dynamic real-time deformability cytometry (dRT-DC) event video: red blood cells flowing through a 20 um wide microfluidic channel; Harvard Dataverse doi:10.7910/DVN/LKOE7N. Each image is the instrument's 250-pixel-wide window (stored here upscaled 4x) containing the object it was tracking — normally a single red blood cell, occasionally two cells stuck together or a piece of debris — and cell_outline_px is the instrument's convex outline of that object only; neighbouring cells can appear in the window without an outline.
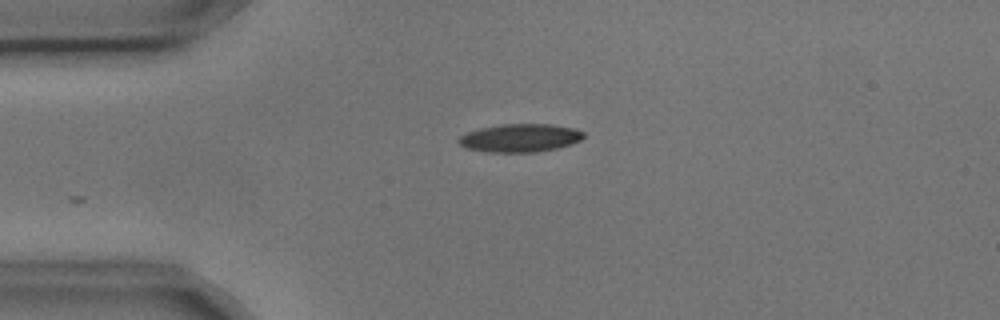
{"species": "common noctule bat (a hibernating species)", "species_latin": "Nyctalus noctula", "temperature_condition": "cold", "stored_images_in_passage": 2, "camera_frame_rate_fps": 3000, "um_per_image_px": 0.085, "animal": {"sex": "male", "body_mass_g": 17.9, "forearm_length_mm": 54.2}, "frame": {"image": 1, "passage_image": 1, "time_ms": 0.0, "image_size_px": [1000, 320], "cell_outline_px": [[584, 136], [580, 140], [572, 144], [556, 148], [536, 152], [488, 152], [464, 148], [456, 140], [460, 136], [468, 132], [480, 128], [500, 124], [552, 124], [572, 128], [584, 132]], "centroid_in_image_um": [44.18, 11.72], "position_along_channel_um": 40.8, "area_um2": 20.52}}